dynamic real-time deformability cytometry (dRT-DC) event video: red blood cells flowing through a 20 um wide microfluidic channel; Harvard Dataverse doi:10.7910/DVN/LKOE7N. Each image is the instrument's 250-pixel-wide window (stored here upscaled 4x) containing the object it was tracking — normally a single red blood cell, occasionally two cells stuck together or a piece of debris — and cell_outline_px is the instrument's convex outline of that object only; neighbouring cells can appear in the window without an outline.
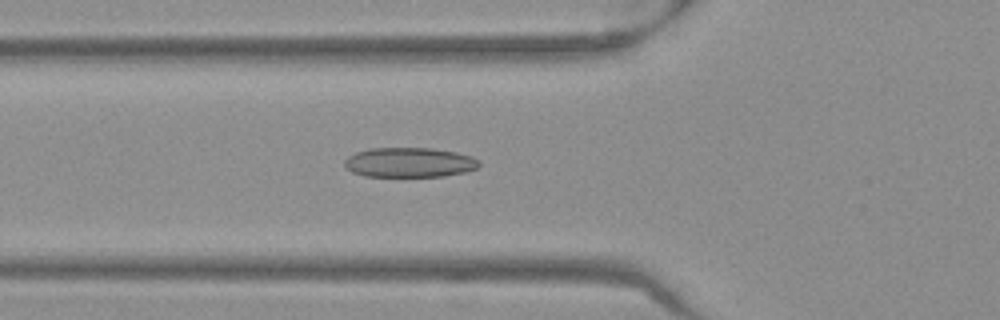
{"species": "Egyptian fruit bat (a non-hibernating species)", "species_latin": "Rousettus aegyptiacus", "temperature_condition": "warm", "stored_images_in_passage": 52, "camera_frame_rate_fps": 3000, "um_per_image_px": 0.085, "frame": {"image": 1, "passage_image": 19, "time_ms": 6.0, "image_size_px": [1000, 320], "cell_outline_px": [[480, 164], [476, 168], [464, 172], [444, 176], [364, 176], [352, 172], [344, 164], [344, 160], [348, 156], [356, 152], [368, 148], [432, 148], [456, 152], [472, 156], [480, 160]], "centroid_in_image_um": [34.8, 13.8], "position_along_channel_um": 91.0, "area_um2": 23.35}}
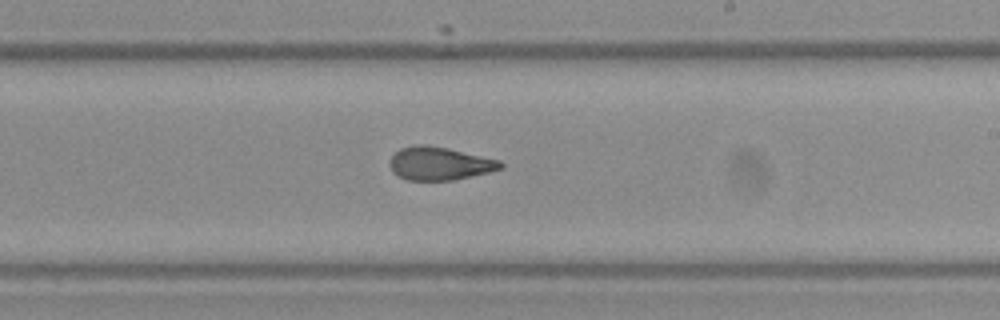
{"frame": {"image": 2, "passage_image": 31, "time_ms": 10.0, "image_size_px": [1000, 320], "cell_outline_px": [[504, 168], [488, 172], [452, 180], [408, 180], [392, 172], [388, 164], [388, 160], [400, 148], [416, 144], [428, 144], [448, 148], [500, 160], [504, 164]], "centroid_in_image_um": [37.34, 13.88], "position_along_channel_um": 251.7, "area_um2": 21.5}}
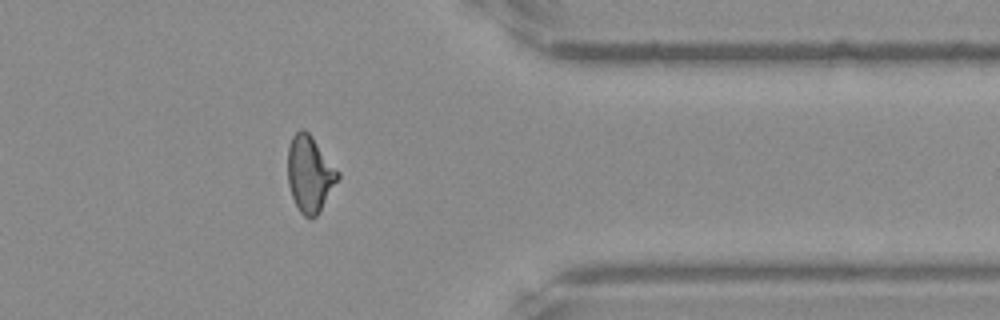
{"frame": {"image": 3, "passage_image": 42, "time_ms": 13.667, "image_size_px": [1000, 320], "cell_outline_px": [[340, 176], [320, 212], [312, 220], [304, 216], [300, 212], [292, 196], [288, 184], [288, 148], [292, 136], [300, 128], [304, 128], [312, 136], [340, 172]], "centroid_in_image_um": [26.34, 14.78], "position_along_channel_um": 385.1, "area_um2": 22.37}, "authors_computed_cell_mechanics": {"area_um2": 22.1374, "velocity_mm_per_s": 3.9901, "shape_relaxation_time_tau1_ms": null, "shape_relaxation_time_tau2_ms": 2.0028, "deformation_change_tau1": null, "deformation_change_tau2": 0.0971}}